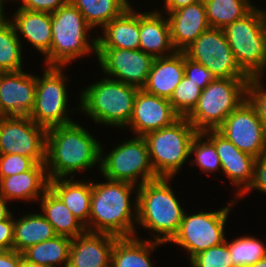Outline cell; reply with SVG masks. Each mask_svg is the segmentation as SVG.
<instances>
[{"instance_id": "44", "label": "cell", "mask_w": 266, "mask_h": 267, "mask_svg": "<svg viewBox=\"0 0 266 267\" xmlns=\"http://www.w3.org/2000/svg\"><path fill=\"white\" fill-rule=\"evenodd\" d=\"M22 253L15 250H0V267H21Z\"/></svg>"}, {"instance_id": "21", "label": "cell", "mask_w": 266, "mask_h": 267, "mask_svg": "<svg viewBox=\"0 0 266 267\" xmlns=\"http://www.w3.org/2000/svg\"><path fill=\"white\" fill-rule=\"evenodd\" d=\"M184 77V52L176 51L166 57L154 58L146 85L147 93L170 99Z\"/></svg>"}, {"instance_id": "48", "label": "cell", "mask_w": 266, "mask_h": 267, "mask_svg": "<svg viewBox=\"0 0 266 267\" xmlns=\"http://www.w3.org/2000/svg\"><path fill=\"white\" fill-rule=\"evenodd\" d=\"M5 0H0V23L4 22L7 20V18H5V15H4V2Z\"/></svg>"}, {"instance_id": "8", "label": "cell", "mask_w": 266, "mask_h": 267, "mask_svg": "<svg viewBox=\"0 0 266 267\" xmlns=\"http://www.w3.org/2000/svg\"><path fill=\"white\" fill-rule=\"evenodd\" d=\"M198 131L180 117L172 125L146 134L151 164L159 177L172 178L190 156V147Z\"/></svg>"}, {"instance_id": "35", "label": "cell", "mask_w": 266, "mask_h": 267, "mask_svg": "<svg viewBox=\"0 0 266 267\" xmlns=\"http://www.w3.org/2000/svg\"><path fill=\"white\" fill-rule=\"evenodd\" d=\"M201 93L202 89L184 75L169 101L181 117H186L197 105Z\"/></svg>"}, {"instance_id": "46", "label": "cell", "mask_w": 266, "mask_h": 267, "mask_svg": "<svg viewBox=\"0 0 266 267\" xmlns=\"http://www.w3.org/2000/svg\"><path fill=\"white\" fill-rule=\"evenodd\" d=\"M11 214L7 207V200L0 195V221L7 219Z\"/></svg>"}, {"instance_id": "47", "label": "cell", "mask_w": 266, "mask_h": 267, "mask_svg": "<svg viewBox=\"0 0 266 267\" xmlns=\"http://www.w3.org/2000/svg\"><path fill=\"white\" fill-rule=\"evenodd\" d=\"M21 267H47V266L35 264V263L25 261L24 259H22Z\"/></svg>"}, {"instance_id": "36", "label": "cell", "mask_w": 266, "mask_h": 267, "mask_svg": "<svg viewBox=\"0 0 266 267\" xmlns=\"http://www.w3.org/2000/svg\"><path fill=\"white\" fill-rule=\"evenodd\" d=\"M203 137L205 138L203 133L198 132L192 140L190 155L195 153V159L191 161V165L197 164L204 173L219 170L221 161L215 145L209 139L203 141Z\"/></svg>"}, {"instance_id": "23", "label": "cell", "mask_w": 266, "mask_h": 267, "mask_svg": "<svg viewBox=\"0 0 266 267\" xmlns=\"http://www.w3.org/2000/svg\"><path fill=\"white\" fill-rule=\"evenodd\" d=\"M139 37V49L154 58L166 57L176 52L171 41L168 19L163 17L160 12L153 11L140 14Z\"/></svg>"}, {"instance_id": "18", "label": "cell", "mask_w": 266, "mask_h": 267, "mask_svg": "<svg viewBox=\"0 0 266 267\" xmlns=\"http://www.w3.org/2000/svg\"><path fill=\"white\" fill-rule=\"evenodd\" d=\"M216 148L221 161V169L230 179L232 184L239 186L238 196L251 183L253 178V165L255 157L240 151L230 140L218 130L202 132Z\"/></svg>"}, {"instance_id": "38", "label": "cell", "mask_w": 266, "mask_h": 267, "mask_svg": "<svg viewBox=\"0 0 266 267\" xmlns=\"http://www.w3.org/2000/svg\"><path fill=\"white\" fill-rule=\"evenodd\" d=\"M37 163L19 154H0V179L31 170Z\"/></svg>"}, {"instance_id": "24", "label": "cell", "mask_w": 266, "mask_h": 267, "mask_svg": "<svg viewBox=\"0 0 266 267\" xmlns=\"http://www.w3.org/2000/svg\"><path fill=\"white\" fill-rule=\"evenodd\" d=\"M133 10L130 6L102 28L103 37H97V48L139 49L140 13Z\"/></svg>"}, {"instance_id": "6", "label": "cell", "mask_w": 266, "mask_h": 267, "mask_svg": "<svg viewBox=\"0 0 266 267\" xmlns=\"http://www.w3.org/2000/svg\"><path fill=\"white\" fill-rule=\"evenodd\" d=\"M250 78H215L203 90L186 116L198 132L217 130L226 117L247 99Z\"/></svg>"}, {"instance_id": "28", "label": "cell", "mask_w": 266, "mask_h": 267, "mask_svg": "<svg viewBox=\"0 0 266 267\" xmlns=\"http://www.w3.org/2000/svg\"><path fill=\"white\" fill-rule=\"evenodd\" d=\"M162 243L151 240H140L132 237H120L115 240L111 267H153L149 254L156 245Z\"/></svg>"}, {"instance_id": "17", "label": "cell", "mask_w": 266, "mask_h": 267, "mask_svg": "<svg viewBox=\"0 0 266 267\" xmlns=\"http://www.w3.org/2000/svg\"><path fill=\"white\" fill-rule=\"evenodd\" d=\"M36 76L5 72L0 81V116H29L35 104Z\"/></svg>"}, {"instance_id": "31", "label": "cell", "mask_w": 266, "mask_h": 267, "mask_svg": "<svg viewBox=\"0 0 266 267\" xmlns=\"http://www.w3.org/2000/svg\"><path fill=\"white\" fill-rule=\"evenodd\" d=\"M83 15L87 24L102 28L120 16L131 5L127 0H69Z\"/></svg>"}, {"instance_id": "13", "label": "cell", "mask_w": 266, "mask_h": 267, "mask_svg": "<svg viewBox=\"0 0 266 267\" xmlns=\"http://www.w3.org/2000/svg\"><path fill=\"white\" fill-rule=\"evenodd\" d=\"M46 133L29 116H0V154H19L46 163Z\"/></svg>"}, {"instance_id": "12", "label": "cell", "mask_w": 266, "mask_h": 267, "mask_svg": "<svg viewBox=\"0 0 266 267\" xmlns=\"http://www.w3.org/2000/svg\"><path fill=\"white\" fill-rule=\"evenodd\" d=\"M183 52L215 78H250L238 65L223 29L209 28Z\"/></svg>"}, {"instance_id": "26", "label": "cell", "mask_w": 266, "mask_h": 267, "mask_svg": "<svg viewBox=\"0 0 266 267\" xmlns=\"http://www.w3.org/2000/svg\"><path fill=\"white\" fill-rule=\"evenodd\" d=\"M56 178L49 180V188L63 201L66 207L77 217L88 231L90 203L92 195V182H80Z\"/></svg>"}, {"instance_id": "10", "label": "cell", "mask_w": 266, "mask_h": 267, "mask_svg": "<svg viewBox=\"0 0 266 267\" xmlns=\"http://www.w3.org/2000/svg\"><path fill=\"white\" fill-rule=\"evenodd\" d=\"M46 67L43 77L36 76L35 104L29 117L48 130L73 120L66 114L68 94L64 83L67 78L62 72L63 67Z\"/></svg>"}, {"instance_id": "15", "label": "cell", "mask_w": 266, "mask_h": 267, "mask_svg": "<svg viewBox=\"0 0 266 267\" xmlns=\"http://www.w3.org/2000/svg\"><path fill=\"white\" fill-rule=\"evenodd\" d=\"M103 72L117 81L142 89L147 82L154 57L142 50L97 48Z\"/></svg>"}, {"instance_id": "2", "label": "cell", "mask_w": 266, "mask_h": 267, "mask_svg": "<svg viewBox=\"0 0 266 267\" xmlns=\"http://www.w3.org/2000/svg\"><path fill=\"white\" fill-rule=\"evenodd\" d=\"M135 186L138 187L111 180L92 182L88 232L106 233L118 238L136 236L133 222H137V196L134 201V216L130 202L131 191Z\"/></svg>"}, {"instance_id": "22", "label": "cell", "mask_w": 266, "mask_h": 267, "mask_svg": "<svg viewBox=\"0 0 266 267\" xmlns=\"http://www.w3.org/2000/svg\"><path fill=\"white\" fill-rule=\"evenodd\" d=\"M48 188L49 178L45 163H37L29 171L0 179V195L7 201L37 200Z\"/></svg>"}, {"instance_id": "30", "label": "cell", "mask_w": 266, "mask_h": 267, "mask_svg": "<svg viewBox=\"0 0 266 267\" xmlns=\"http://www.w3.org/2000/svg\"><path fill=\"white\" fill-rule=\"evenodd\" d=\"M72 238L56 235L54 238L28 247L22 252L23 259L47 267H67Z\"/></svg>"}, {"instance_id": "19", "label": "cell", "mask_w": 266, "mask_h": 267, "mask_svg": "<svg viewBox=\"0 0 266 267\" xmlns=\"http://www.w3.org/2000/svg\"><path fill=\"white\" fill-rule=\"evenodd\" d=\"M118 237L86 231L72 238L67 267H111V255Z\"/></svg>"}, {"instance_id": "45", "label": "cell", "mask_w": 266, "mask_h": 267, "mask_svg": "<svg viewBox=\"0 0 266 267\" xmlns=\"http://www.w3.org/2000/svg\"><path fill=\"white\" fill-rule=\"evenodd\" d=\"M164 1H165V8L167 12L172 13L181 8L187 7L188 5H192L196 2L203 1V0H164Z\"/></svg>"}, {"instance_id": "1", "label": "cell", "mask_w": 266, "mask_h": 267, "mask_svg": "<svg viewBox=\"0 0 266 267\" xmlns=\"http://www.w3.org/2000/svg\"><path fill=\"white\" fill-rule=\"evenodd\" d=\"M100 158V143L79 124L72 122L47 130L45 164L49 180L94 167Z\"/></svg>"}, {"instance_id": "9", "label": "cell", "mask_w": 266, "mask_h": 267, "mask_svg": "<svg viewBox=\"0 0 266 267\" xmlns=\"http://www.w3.org/2000/svg\"><path fill=\"white\" fill-rule=\"evenodd\" d=\"M102 150L101 146L100 171L106 180L136 185L137 180L141 178L138 185L140 186L145 182L160 178L151 164L146 140L141 136H135L117 145L103 158Z\"/></svg>"}, {"instance_id": "43", "label": "cell", "mask_w": 266, "mask_h": 267, "mask_svg": "<svg viewBox=\"0 0 266 267\" xmlns=\"http://www.w3.org/2000/svg\"><path fill=\"white\" fill-rule=\"evenodd\" d=\"M11 214L0 221V250H12L14 239V218Z\"/></svg>"}, {"instance_id": "32", "label": "cell", "mask_w": 266, "mask_h": 267, "mask_svg": "<svg viewBox=\"0 0 266 267\" xmlns=\"http://www.w3.org/2000/svg\"><path fill=\"white\" fill-rule=\"evenodd\" d=\"M210 28L224 29L246 16L255 6L249 0H203Z\"/></svg>"}, {"instance_id": "37", "label": "cell", "mask_w": 266, "mask_h": 267, "mask_svg": "<svg viewBox=\"0 0 266 267\" xmlns=\"http://www.w3.org/2000/svg\"><path fill=\"white\" fill-rule=\"evenodd\" d=\"M190 262L192 267H234L226 242L198 253Z\"/></svg>"}, {"instance_id": "40", "label": "cell", "mask_w": 266, "mask_h": 267, "mask_svg": "<svg viewBox=\"0 0 266 267\" xmlns=\"http://www.w3.org/2000/svg\"><path fill=\"white\" fill-rule=\"evenodd\" d=\"M184 75L198 85L202 90L211 83L215 77L205 66L196 62L192 59H189L184 54Z\"/></svg>"}, {"instance_id": "25", "label": "cell", "mask_w": 266, "mask_h": 267, "mask_svg": "<svg viewBox=\"0 0 266 267\" xmlns=\"http://www.w3.org/2000/svg\"><path fill=\"white\" fill-rule=\"evenodd\" d=\"M13 19L11 22L17 33L24 35L42 54L46 55L50 51L52 41L50 13L18 9Z\"/></svg>"}, {"instance_id": "42", "label": "cell", "mask_w": 266, "mask_h": 267, "mask_svg": "<svg viewBox=\"0 0 266 267\" xmlns=\"http://www.w3.org/2000/svg\"><path fill=\"white\" fill-rule=\"evenodd\" d=\"M22 5L18 9L53 13L69 0H21Z\"/></svg>"}, {"instance_id": "4", "label": "cell", "mask_w": 266, "mask_h": 267, "mask_svg": "<svg viewBox=\"0 0 266 267\" xmlns=\"http://www.w3.org/2000/svg\"><path fill=\"white\" fill-rule=\"evenodd\" d=\"M112 78H103L83 90L79 110L94 122L121 128L130 122L139 88Z\"/></svg>"}, {"instance_id": "7", "label": "cell", "mask_w": 266, "mask_h": 267, "mask_svg": "<svg viewBox=\"0 0 266 267\" xmlns=\"http://www.w3.org/2000/svg\"><path fill=\"white\" fill-rule=\"evenodd\" d=\"M223 31L241 69L250 78L263 76L266 68V12L254 7Z\"/></svg>"}, {"instance_id": "14", "label": "cell", "mask_w": 266, "mask_h": 267, "mask_svg": "<svg viewBox=\"0 0 266 267\" xmlns=\"http://www.w3.org/2000/svg\"><path fill=\"white\" fill-rule=\"evenodd\" d=\"M217 130L244 153L255 158L266 153V129L248 99L231 112Z\"/></svg>"}, {"instance_id": "11", "label": "cell", "mask_w": 266, "mask_h": 267, "mask_svg": "<svg viewBox=\"0 0 266 267\" xmlns=\"http://www.w3.org/2000/svg\"><path fill=\"white\" fill-rule=\"evenodd\" d=\"M230 202L227 207L218 211L199 212L188 215L184 212L176 235L170 241L184 247L190 254V260L198 253L225 242L224 226L228 218Z\"/></svg>"}, {"instance_id": "39", "label": "cell", "mask_w": 266, "mask_h": 267, "mask_svg": "<svg viewBox=\"0 0 266 267\" xmlns=\"http://www.w3.org/2000/svg\"><path fill=\"white\" fill-rule=\"evenodd\" d=\"M260 77H251L247 84V99L255 107L259 119L266 129V90Z\"/></svg>"}, {"instance_id": "34", "label": "cell", "mask_w": 266, "mask_h": 267, "mask_svg": "<svg viewBox=\"0 0 266 267\" xmlns=\"http://www.w3.org/2000/svg\"><path fill=\"white\" fill-rule=\"evenodd\" d=\"M228 245L234 267H250L266 256L264 243L250 236H241Z\"/></svg>"}, {"instance_id": "27", "label": "cell", "mask_w": 266, "mask_h": 267, "mask_svg": "<svg viewBox=\"0 0 266 267\" xmlns=\"http://www.w3.org/2000/svg\"><path fill=\"white\" fill-rule=\"evenodd\" d=\"M42 214L57 235L75 238L85 233V225L73 215L63 201L48 188L41 196Z\"/></svg>"}, {"instance_id": "5", "label": "cell", "mask_w": 266, "mask_h": 267, "mask_svg": "<svg viewBox=\"0 0 266 267\" xmlns=\"http://www.w3.org/2000/svg\"><path fill=\"white\" fill-rule=\"evenodd\" d=\"M50 15L52 41L51 49L45 55L47 66L64 67L91 51L97 53V37L92 43L87 40L92 28L70 1Z\"/></svg>"}, {"instance_id": "50", "label": "cell", "mask_w": 266, "mask_h": 267, "mask_svg": "<svg viewBox=\"0 0 266 267\" xmlns=\"http://www.w3.org/2000/svg\"><path fill=\"white\" fill-rule=\"evenodd\" d=\"M5 71L0 68V81L2 79V76L4 75Z\"/></svg>"}, {"instance_id": "20", "label": "cell", "mask_w": 266, "mask_h": 267, "mask_svg": "<svg viewBox=\"0 0 266 267\" xmlns=\"http://www.w3.org/2000/svg\"><path fill=\"white\" fill-rule=\"evenodd\" d=\"M171 41L176 51L183 52L210 28L203 1L168 14Z\"/></svg>"}, {"instance_id": "33", "label": "cell", "mask_w": 266, "mask_h": 267, "mask_svg": "<svg viewBox=\"0 0 266 267\" xmlns=\"http://www.w3.org/2000/svg\"><path fill=\"white\" fill-rule=\"evenodd\" d=\"M11 21L0 23V68L5 72L22 70V46Z\"/></svg>"}, {"instance_id": "41", "label": "cell", "mask_w": 266, "mask_h": 267, "mask_svg": "<svg viewBox=\"0 0 266 267\" xmlns=\"http://www.w3.org/2000/svg\"><path fill=\"white\" fill-rule=\"evenodd\" d=\"M252 189H257L260 192L266 193V153L263 157H258L253 165V178L248 187L237 198L242 197Z\"/></svg>"}, {"instance_id": "49", "label": "cell", "mask_w": 266, "mask_h": 267, "mask_svg": "<svg viewBox=\"0 0 266 267\" xmlns=\"http://www.w3.org/2000/svg\"><path fill=\"white\" fill-rule=\"evenodd\" d=\"M250 267H266V256Z\"/></svg>"}, {"instance_id": "29", "label": "cell", "mask_w": 266, "mask_h": 267, "mask_svg": "<svg viewBox=\"0 0 266 267\" xmlns=\"http://www.w3.org/2000/svg\"><path fill=\"white\" fill-rule=\"evenodd\" d=\"M52 225L42 214L24 215L14 219L13 250L22 253L28 247L56 236Z\"/></svg>"}, {"instance_id": "3", "label": "cell", "mask_w": 266, "mask_h": 267, "mask_svg": "<svg viewBox=\"0 0 266 267\" xmlns=\"http://www.w3.org/2000/svg\"><path fill=\"white\" fill-rule=\"evenodd\" d=\"M171 178L160 177L136 188L137 223L153 230L156 242H170L176 235L184 214L170 184ZM160 234L162 236H160Z\"/></svg>"}, {"instance_id": "16", "label": "cell", "mask_w": 266, "mask_h": 267, "mask_svg": "<svg viewBox=\"0 0 266 267\" xmlns=\"http://www.w3.org/2000/svg\"><path fill=\"white\" fill-rule=\"evenodd\" d=\"M181 116L173 109L169 99L147 93L139 89L128 126L137 136L172 125Z\"/></svg>"}]
</instances>
